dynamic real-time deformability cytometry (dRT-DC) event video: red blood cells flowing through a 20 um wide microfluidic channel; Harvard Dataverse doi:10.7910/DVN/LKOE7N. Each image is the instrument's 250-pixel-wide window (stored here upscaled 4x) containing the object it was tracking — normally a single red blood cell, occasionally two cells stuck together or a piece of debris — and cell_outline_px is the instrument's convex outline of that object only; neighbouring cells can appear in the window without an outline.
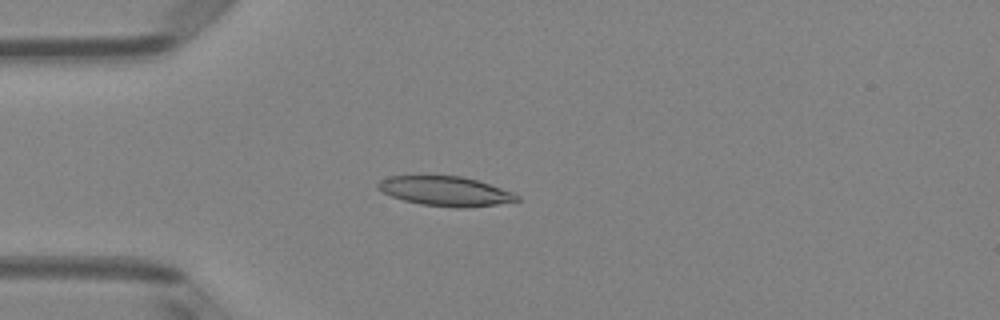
{"species": "Egyptian fruit bat (a non-hibernating species)", "species_latin": "Rousettus aegyptiacus", "temperature_condition": "room temperature", "stored_images_in_passage": 51, "camera_frame_rate_fps": 3000, "um_per_image_px": 0.085, "animal": {"sex": "female"}, "frame": {"image": 1, "passage_image": 14, "time_ms": 4.333, "image_size_px": [1000, 320], "cell_outline_px": [[520, 200], [496, 204], [464, 208], [456, 208], [420, 204], [404, 200], [392, 196], [376, 188], [376, 184], [380, 180], [388, 176], [460, 176], [476, 180], [512, 192], [520, 196]], "centroid_in_image_um": [37.83, 16.25], "position_along_channel_um": 47.2, "area_um2": 23.7}}
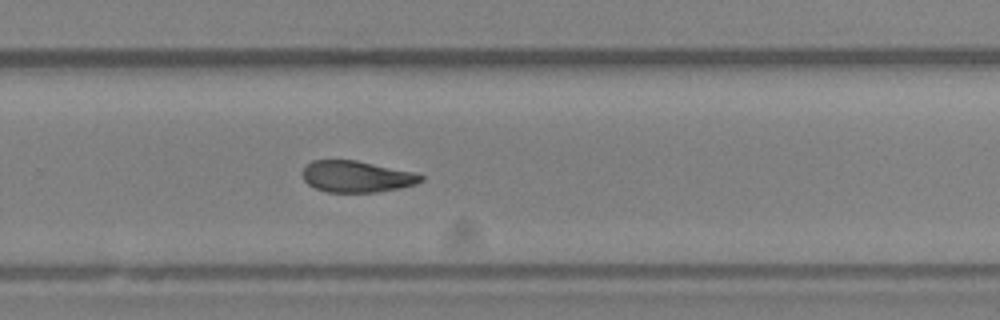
{"frame": {"image": 2, "passage_image": 34, "time_ms": 11.0, "image_size_px": [1000, 320], "cell_outline_px": [[424, 180], [416, 184], [400, 188], [376, 192], [328, 192], [316, 188], [308, 184], [304, 180], [304, 168], [312, 160], [356, 160], [416, 172], [424, 176]], "centroid_in_image_um": [30.37, 15.0], "position_along_channel_um": 299.4, "area_um2": 21.68}}
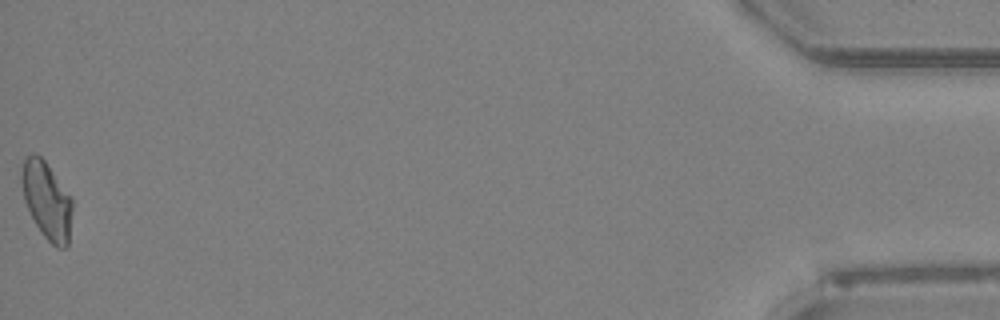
{"frame": {"image": 3, "passage_image": 51, "time_ms": 16.667, "image_size_px": [1000, 320], "cell_outline_px": [[72, 208], [68, 244], [64, 248], [56, 248], [44, 236], [36, 224], [24, 200], [20, 180], [20, 168], [24, 160], [32, 152], [36, 152], [44, 160], [72, 196]], "centroid_in_image_um": [3.97, 16.99], "position_along_channel_um": 431.2, "area_um2": 22.95}, "authors_computed_cell_mechanics": {"area_um2": 23.1778, "velocity_mm_per_s": 4.0242, "shape_relaxation_time_tau1_ms": null, "shape_relaxation_time_tau2_ms": 5.9403, "deformation_change_tau1": null, "deformation_change_tau2": 0.1234}}